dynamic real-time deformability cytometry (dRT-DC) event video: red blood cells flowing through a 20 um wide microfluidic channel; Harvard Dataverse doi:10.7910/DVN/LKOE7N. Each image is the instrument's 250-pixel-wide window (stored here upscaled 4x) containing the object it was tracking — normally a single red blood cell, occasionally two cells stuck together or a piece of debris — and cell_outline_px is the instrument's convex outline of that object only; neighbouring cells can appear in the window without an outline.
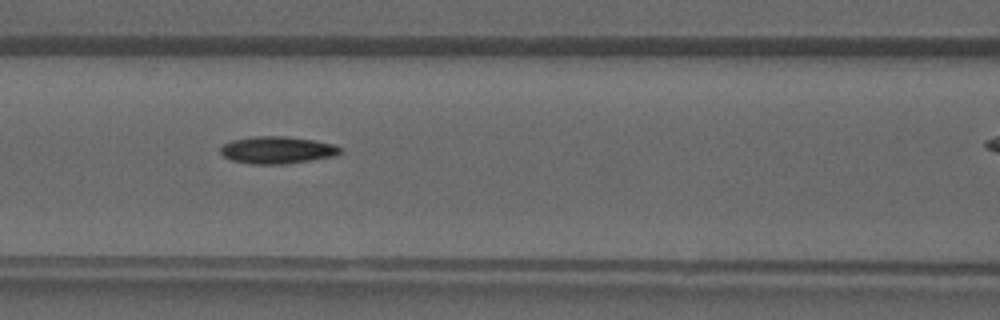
{"species": "common noctule bat (a hibernating species)", "species_latin": "Nyctalus noctula", "temperature_condition": "warm", "stored_images_in_passage": 33, "camera_frame_rate_fps": 3000, "um_per_image_px": 0.085, "animal": {"sex": "male", "forearm_length_mm": 52.5}, "frame": {"image": 1, "passage_image": 18, "time_ms": 5.667, "image_size_px": [1000, 320], "cell_outline_px": [[344, 152], [336, 156], [284, 164], [252, 164], [232, 160], [224, 156], [220, 152], [220, 148], [224, 144], [232, 140], [252, 136], [284, 136], [312, 140], [336, 144], [344, 148]], "centroid_in_image_um": [23.62, 12.75], "position_along_channel_um": 143.0, "area_um2": 19.13}}
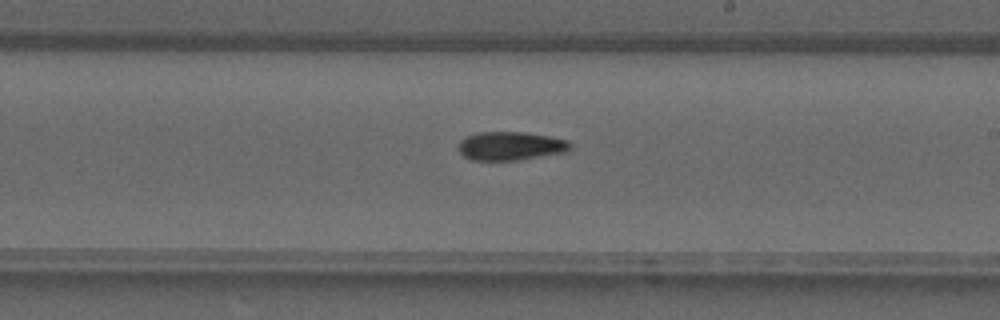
{"frame": {"image": 2, "passage_image": 24, "time_ms": 7.667, "image_size_px": [1000, 320], "cell_outline_px": [[572, 148], [568, 152], [520, 160], [472, 160], [464, 156], [456, 148], [460, 140], [464, 136], [476, 132], [524, 132], [548, 136], [568, 140], [572, 144]], "centroid_in_image_um": [43.39, 12.41], "position_along_channel_um": 245.6, "area_um2": 19.02}}
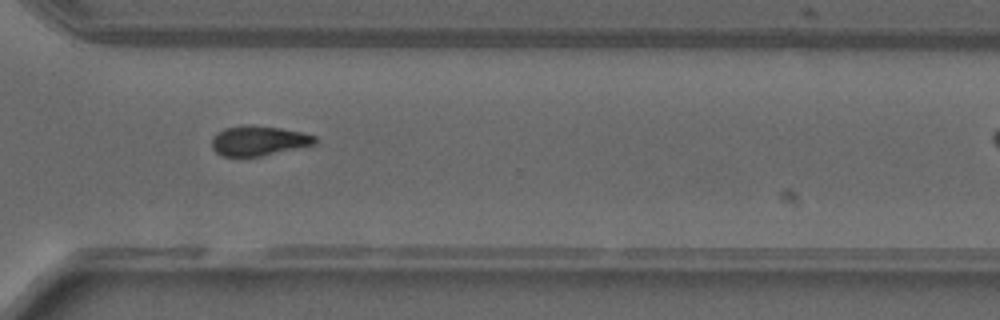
{"frame": {"image": 3, "passage_image": 30, "time_ms": 9.667, "image_size_px": [1000, 320], "cell_outline_px": [[316, 144], [300, 148], [260, 156], [220, 156], [212, 148], [212, 136], [216, 132], [224, 128], [244, 124], [248, 124], [280, 128], [304, 132], [316, 136]], "centroid_in_image_um": [21.97, 11.95], "position_along_channel_um": 348.6, "area_um2": 18.21}}